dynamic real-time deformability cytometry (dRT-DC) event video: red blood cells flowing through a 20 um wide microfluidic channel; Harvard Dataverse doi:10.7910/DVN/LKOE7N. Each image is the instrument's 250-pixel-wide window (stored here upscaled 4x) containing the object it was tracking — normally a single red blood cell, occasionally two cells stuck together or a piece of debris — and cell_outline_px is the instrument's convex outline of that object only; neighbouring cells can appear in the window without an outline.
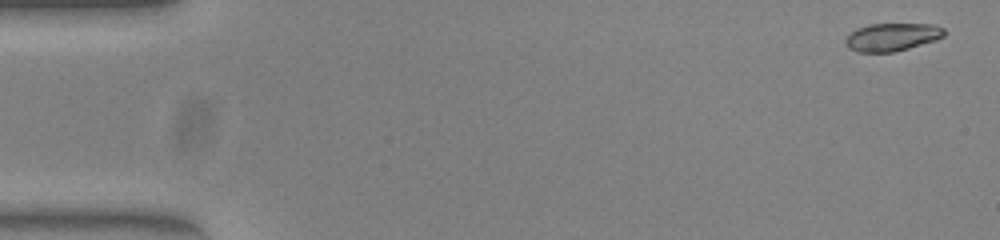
{"species": "common noctule bat (a hibernating species)", "species_latin": "Nyctalus noctula", "temperature_condition": "warm", "stored_images_in_passage": 30, "camera_frame_rate_fps": 3000, "um_per_image_px": 0.085, "animal": {"sex": "female", "body_mass_g": 23.0, "forearm_length_mm": 53.4}, "frame": {"image": 1, "passage_image": 1, "time_ms": 0.0, "image_size_px": [1000, 240], "cell_outline_px": [[944, 36], [936, 40], [908, 48], [892, 52], [856, 52], [848, 48], [844, 40], [848, 32], [856, 28], [868, 24], [932, 24], [944, 28]], "centroid_in_image_um": [75.76, 3.14], "position_along_channel_um": 9.2, "area_um2": 16.18}}
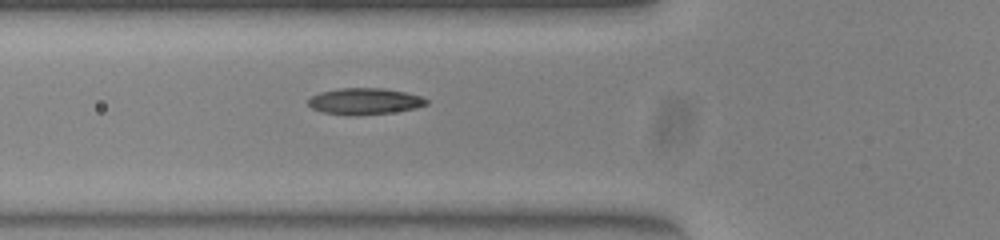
{"frame": {"image": 2, "passage_image": 18, "time_ms": 5.667, "image_size_px": [1000, 240], "cell_outline_px": [[428, 104], [416, 108], [392, 112], [348, 116], [324, 112], [312, 108], [308, 104], [308, 100], [312, 96], [320, 92], [340, 88], [384, 88], [404, 92], [420, 96], [428, 100]], "centroid_in_image_um": [30.99, 8.61], "position_along_channel_um": 94.8, "area_um2": 18.09}}
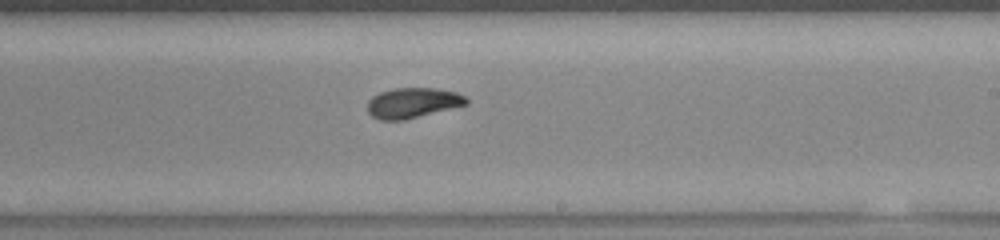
{"frame": {"image": 3, "passage_image": 30, "time_ms": 9.667, "image_size_px": [1000, 240], "cell_outline_px": [[468, 104], [404, 120], [380, 120], [372, 116], [368, 112], [368, 100], [372, 96], [380, 92], [396, 88], [436, 88], [456, 92], [464, 96], [468, 100]], "centroid_in_image_um": [35.07, 8.74], "position_along_channel_um": 253.9, "area_um2": 17.34}}